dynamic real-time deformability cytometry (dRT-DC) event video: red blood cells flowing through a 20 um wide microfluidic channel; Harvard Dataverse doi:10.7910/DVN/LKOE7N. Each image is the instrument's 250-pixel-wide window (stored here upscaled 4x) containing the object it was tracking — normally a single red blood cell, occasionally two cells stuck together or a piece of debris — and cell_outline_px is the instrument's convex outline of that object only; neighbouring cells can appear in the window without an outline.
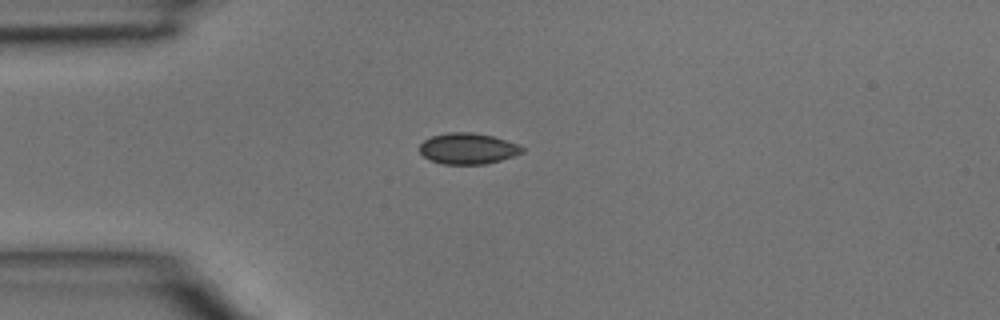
{"species": "common noctule bat (a hibernating species)", "species_latin": "Nyctalus noctula", "temperature_condition": "room temperature", "stored_images_in_passage": 1, "camera_frame_rate_fps": 3000, "um_per_image_px": 0.085, "animal": {"sex": "male", "body_mass_g": 15.6}, "frame": {"image": 1, "passage_image": 1, "time_ms": 0.0, "image_size_px": [1000, 320], "cell_outline_px": [[524, 152], [500, 160], [484, 164], [444, 164], [428, 160], [420, 152], [420, 144], [424, 140], [432, 136], [448, 132], [472, 132], [492, 136], [520, 144], [524, 148]], "centroid_in_image_um": [39.77, 12.62], "position_along_channel_um": 45.2, "area_um2": 18.55}}